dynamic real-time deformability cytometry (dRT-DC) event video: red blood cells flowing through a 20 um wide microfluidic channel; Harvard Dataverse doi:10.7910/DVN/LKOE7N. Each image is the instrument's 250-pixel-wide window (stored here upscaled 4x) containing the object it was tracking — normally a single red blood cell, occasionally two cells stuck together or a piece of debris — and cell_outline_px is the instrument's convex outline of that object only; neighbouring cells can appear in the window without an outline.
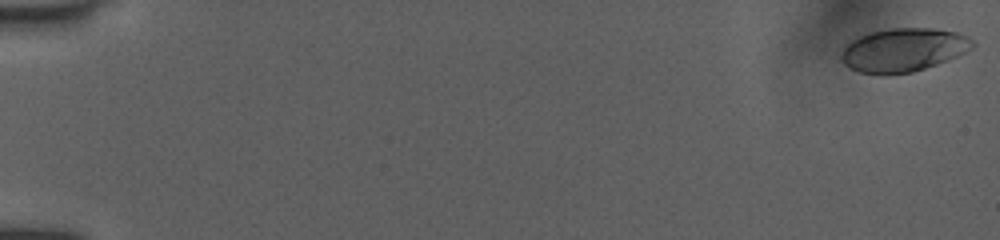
{"species": "human", "species_latin": "Homo sapiens", "temperature_condition": "room temperature", "stored_images_in_passage": 21, "camera_frame_rate_fps": 3000, "um_per_image_px": 0.085, "donor": {"sex": "female"}, "frame": {"image": 1, "passage_image": 1, "time_ms": 0.0, "image_size_px": [1000, 240], "cell_outline_px": [[976, 44], [972, 48], [956, 56], [936, 64], [912, 72], [884, 76], [860, 72], [844, 64], [840, 60], [840, 56], [844, 48], [856, 36], [888, 28], [932, 28], [956, 32], [968, 36]], "centroid_in_image_um": [76.76, 4.25], "position_along_channel_um": 8.2, "area_um2": 33.35}}
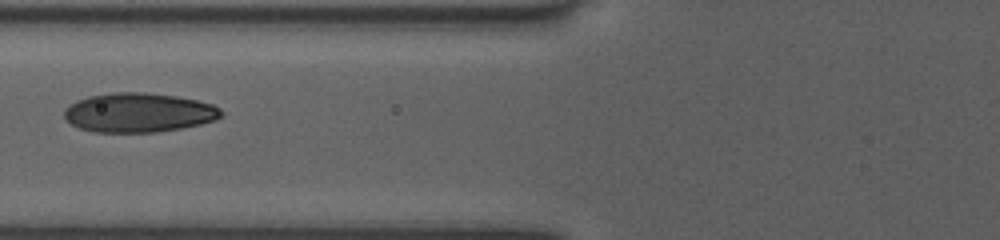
{"frame": {"image": 2, "passage_image": 18, "time_ms": 7.333, "image_size_px": [1000, 240], "cell_outline_px": [[224, 116], [216, 120], [200, 124], [180, 128], [156, 132], [92, 132], [80, 128], [72, 124], [64, 116], [64, 108], [76, 100], [88, 96], [116, 92], [144, 92], [176, 96], [196, 100], [212, 104], [220, 108], [224, 112]], "centroid_in_image_um": [11.8, 9.57], "position_along_channel_um": 114.0, "area_um2": 36.07}}
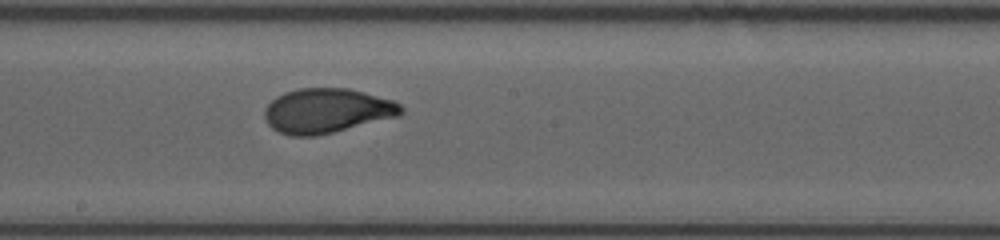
{"frame": {"image": 3, "passage_image": 21, "time_ms": 10.0, "image_size_px": [1000, 240], "cell_outline_px": [[404, 112], [400, 116], [316, 136], [292, 136], [280, 132], [272, 128], [264, 120], [264, 108], [276, 96], [284, 92], [300, 88], [348, 88], [364, 92], [392, 100], [400, 104], [404, 108]], "centroid_in_image_um": [27.78, 9.41], "position_along_channel_um": 220.4, "area_um2": 35.66}}